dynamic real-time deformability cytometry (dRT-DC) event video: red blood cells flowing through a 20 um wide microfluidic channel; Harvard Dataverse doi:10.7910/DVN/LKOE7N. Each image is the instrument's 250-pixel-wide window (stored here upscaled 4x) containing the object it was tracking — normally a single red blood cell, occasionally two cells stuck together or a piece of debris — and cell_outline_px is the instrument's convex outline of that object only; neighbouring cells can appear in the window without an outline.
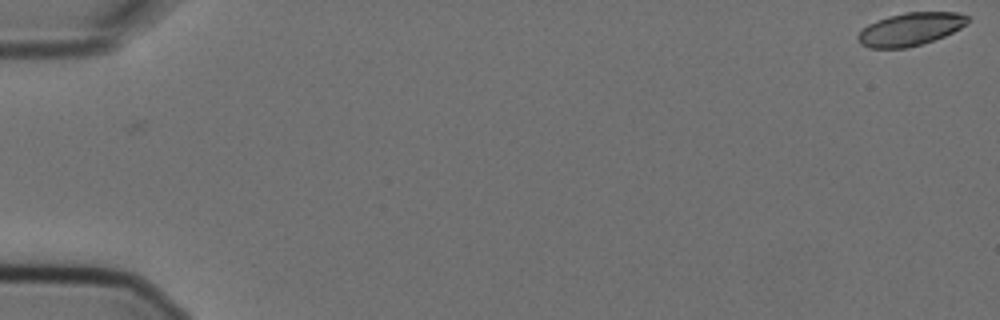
{"species": "Egyptian fruit bat (a non-hibernating species)", "species_latin": "Rousettus aegyptiacus", "temperature_condition": "cold", "stored_images_in_passage": 7, "camera_frame_rate_fps": 3000, "um_per_image_px": 0.085, "animal": {"sex": "female"}, "frame": {"image": 1, "passage_image": 1, "time_ms": 0.0, "image_size_px": [1000, 320], "cell_outline_px": [[972, 20], [968, 24], [944, 36], [908, 48], [868, 48], [860, 44], [856, 40], [856, 36], [868, 24], [888, 16], [904, 12], [956, 12], [968, 16]], "centroid_in_image_um": [77.38, 2.48], "position_along_channel_um": 7.6, "area_um2": 21.15}}
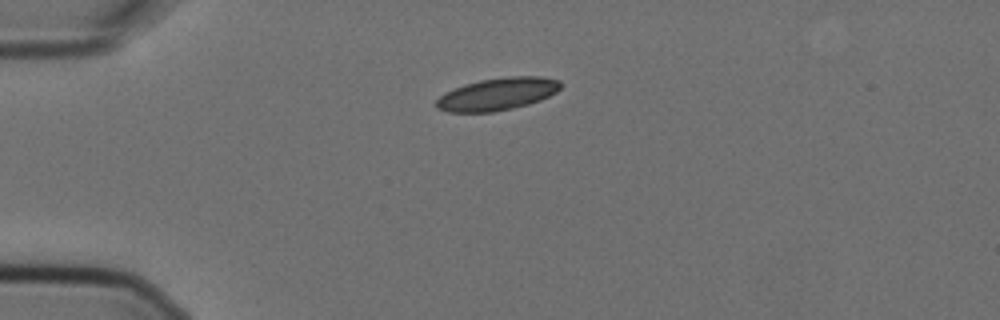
{"frame": {"image": 2, "passage_image": 5, "time_ms": 1.333, "image_size_px": [1000, 320], "cell_outline_px": [[560, 88], [556, 92], [540, 100], [528, 104], [512, 108], [492, 112], [448, 112], [436, 108], [436, 100], [444, 92], [464, 84], [480, 80], [504, 76], [544, 76], [560, 80]], "centroid_in_image_um": [42.27, 7.98], "position_along_channel_um": 42.7, "area_um2": 23.58}}
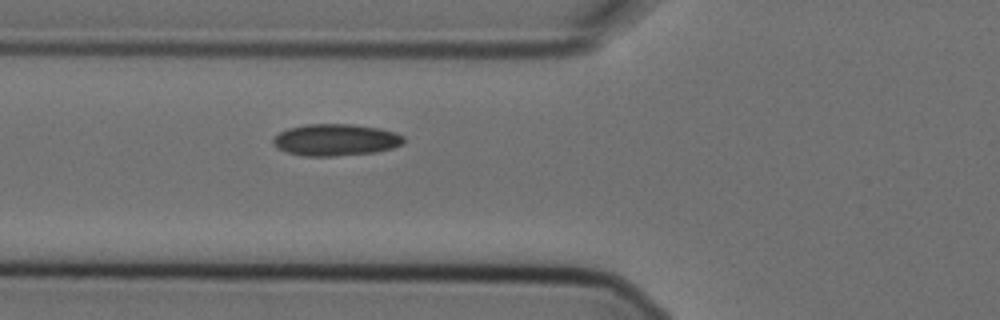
{"frame": {"image": 3, "passage_image": 7, "time_ms": 2.0, "image_size_px": [1000, 320], "cell_outline_px": [[404, 144], [392, 148], [376, 152], [332, 156], [304, 156], [288, 152], [276, 148], [272, 144], [272, 140], [280, 132], [288, 128], [308, 124], [352, 124], [380, 128], [396, 132], [404, 136]], "centroid_in_image_um": [28.55, 11.88], "position_along_channel_um": 97.2, "area_um2": 24.28}}